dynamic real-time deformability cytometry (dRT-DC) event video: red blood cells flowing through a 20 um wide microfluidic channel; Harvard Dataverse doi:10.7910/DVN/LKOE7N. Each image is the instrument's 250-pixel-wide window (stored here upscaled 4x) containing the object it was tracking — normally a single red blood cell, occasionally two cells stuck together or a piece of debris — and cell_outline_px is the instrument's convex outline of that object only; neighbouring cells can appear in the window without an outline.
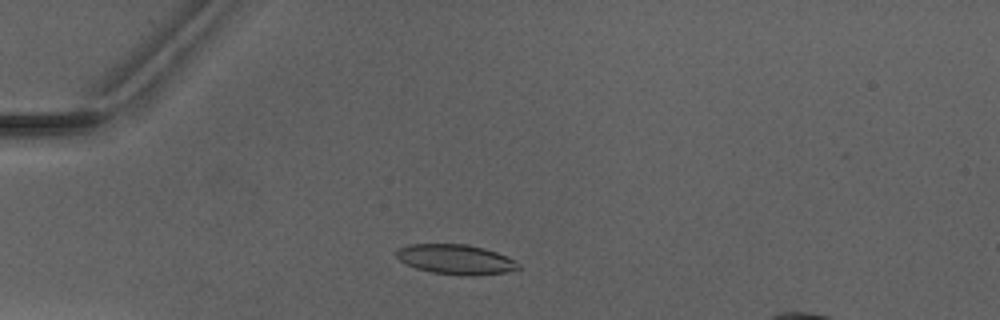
{"species": "Egyptian fruit bat (a non-hibernating species)", "species_latin": "Rousettus aegyptiacus", "temperature_condition": "warm", "stored_images_in_passage": 4, "camera_frame_rate_fps": 3000, "um_per_image_px": 0.085, "animal": {"sex": "male"}, "frame": {"image": 1, "passage_image": 3, "time_ms": 2.333, "image_size_px": [1000, 320], "cell_outline_px": [[520, 268], [504, 272], [476, 276], [468, 276], [432, 272], [416, 268], [400, 260], [396, 256], [396, 252], [400, 248], [412, 244], [468, 244], [484, 248], [496, 252], [516, 260], [520, 264]], "centroid_in_image_um": [38.78, 22.05], "position_along_channel_um": 46.2, "area_um2": 21.1}}